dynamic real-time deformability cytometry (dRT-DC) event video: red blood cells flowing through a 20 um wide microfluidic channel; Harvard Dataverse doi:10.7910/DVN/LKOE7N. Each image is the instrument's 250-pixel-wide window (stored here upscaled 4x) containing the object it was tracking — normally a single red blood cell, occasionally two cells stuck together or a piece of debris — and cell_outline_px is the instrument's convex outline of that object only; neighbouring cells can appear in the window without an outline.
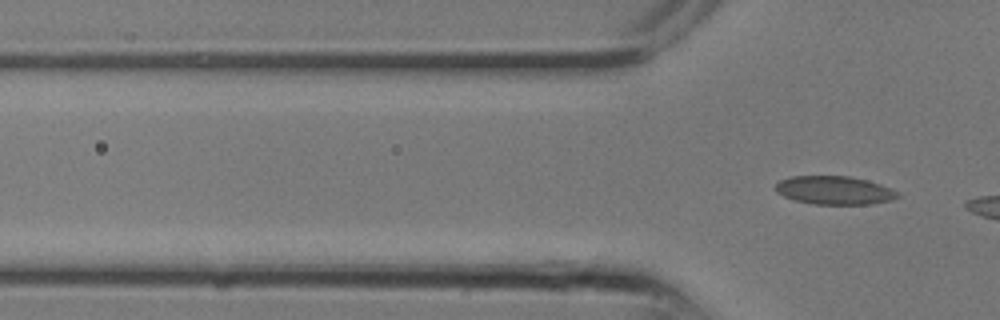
{"species": "common noctule bat (a hibernating species)", "species_latin": "Nyctalus noctula", "temperature_condition": "room temperature", "stored_images_in_passage": 2, "camera_frame_rate_fps": 3000, "um_per_image_px": 0.085, "animal": {"sex": "male", "body_mass_g": 13.3}, "frame": {"image": 1, "passage_image": 2, "time_ms": 0.333, "image_size_px": [1000, 320], "cell_outline_px": [[900, 196], [892, 200], [868, 204], [816, 204], [796, 200], [784, 196], [776, 192], [776, 184], [780, 180], [792, 176], [848, 176], [868, 180], [880, 184], [896, 192]], "centroid_in_image_um": [70.91, 16.17], "position_along_channel_um": 54.9, "area_um2": 19.94}}